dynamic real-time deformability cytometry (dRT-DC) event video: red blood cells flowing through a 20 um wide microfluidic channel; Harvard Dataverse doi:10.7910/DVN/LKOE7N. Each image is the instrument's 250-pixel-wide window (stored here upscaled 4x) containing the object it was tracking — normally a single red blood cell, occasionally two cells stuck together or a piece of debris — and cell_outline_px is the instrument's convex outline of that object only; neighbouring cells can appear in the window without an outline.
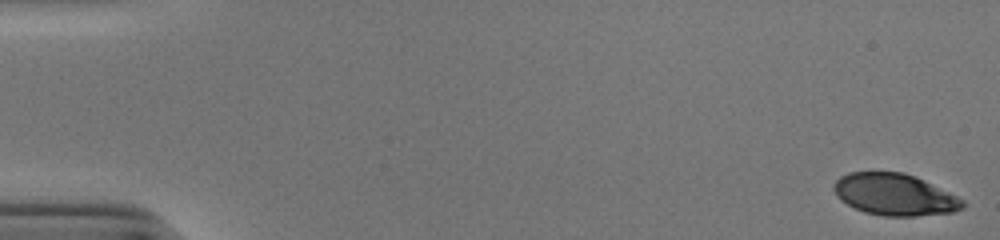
{"species": "human", "species_latin": "Homo sapiens", "temperature_condition": "cold", "stored_images_in_passage": 44, "camera_frame_rate_fps": 3000, "um_per_image_px": 0.085, "donor": {"sex": "male"}, "frame": {"image": 1, "passage_image": 1, "time_ms": 0.0, "image_size_px": [1000, 240], "cell_outline_px": [[964, 208], [952, 212], [916, 216], [884, 216], [864, 212], [840, 200], [836, 196], [832, 188], [832, 184], [840, 176], [848, 172], [904, 172], [956, 196], [964, 200]], "centroid_in_image_um": [75.98, 16.54], "position_along_channel_um": 9.0, "area_um2": 31.1}}
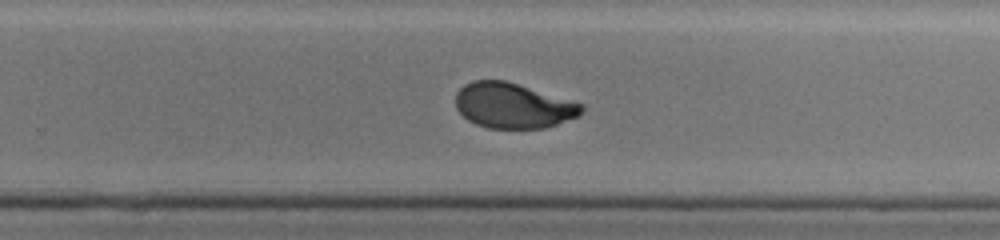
{"frame": {"image": 2, "passage_image": 35, "time_ms": 11.333, "image_size_px": [1000, 240], "cell_outline_px": [[584, 108], [580, 116], [544, 128], [488, 128], [476, 124], [468, 120], [456, 108], [456, 92], [464, 84], [472, 80], [504, 80], [584, 104]], "centroid_in_image_um": [43.6, 8.98], "position_along_channel_um": 286.2, "area_um2": 33.12}}
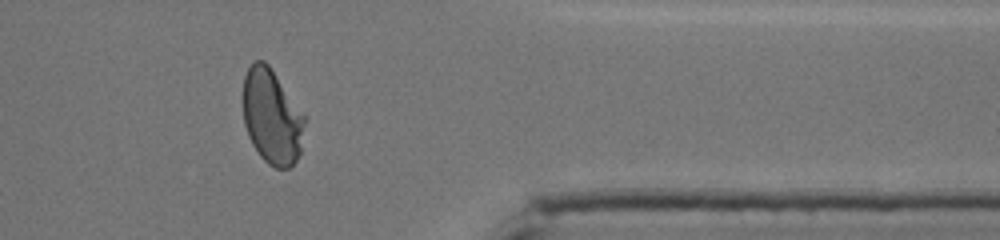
{"frame": {"image": 3, "passage_image": 44, "time_ms": 14.333, "image_size_px": [1000, 240], "cell_outline_px": [[304, 124], [300, 152], [296, 160], [288, 168], [276, 168], [268, 164], [260, 156], [252, 144], [248, 136], [244, 124], [240, 96], [244, 76], [248, 68], [256, 60], [264, 60], [268, 64], [304, 116]], "centroid_in_image_um": [23.03, 9.91], "position_along_channel_um": 388.4, "area_um2": 34.1}, "authors_computed_cell_mechanics": {"area_um2": 34.1887, "velocity_mm_per_s": 3.8856, "shape_relaxation_time_tau1_ms": 4.4795, "shape_relaxation_time_tau2_ms": null, "deformation_change_tau1": 0.1925, "deformation_change_tau2": null}}